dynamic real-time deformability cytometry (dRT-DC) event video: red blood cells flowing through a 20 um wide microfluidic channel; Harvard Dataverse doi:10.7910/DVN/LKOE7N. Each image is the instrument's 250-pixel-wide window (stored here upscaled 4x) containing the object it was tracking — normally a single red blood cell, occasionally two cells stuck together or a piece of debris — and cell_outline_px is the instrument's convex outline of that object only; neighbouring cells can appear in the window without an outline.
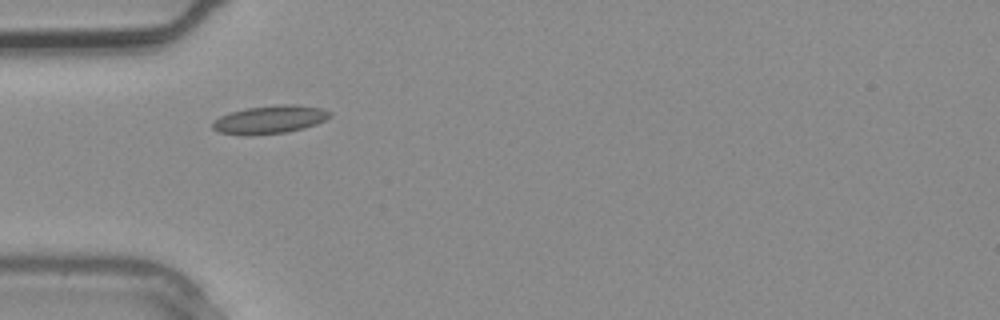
{"species": "common noctule bat (a hibernating species)", "species_latin": "Nyctalus noctula", "temperature_condition": "warm", "stored_images_in_passage": 1, "camera_frame_rate_fps": 3000, "um_per_image_px": 0.085, "animal": {"sex": "male", "body_mass_g": 20.4}, "frame": {"image": 1, "passage_image": 1, "time_ms": 0.0, "image_size_px": [1000, 320], "cell_outline_px": [[332, 116], [316, 124], [304, 128], [288, 132], [252, 136], [244, 136], [220, 132], [212, 128], [212, 120], [220, 116], [232, 112], [248, 108], [280, 104], [296, 104], [320, 108], [332, 112]], "centroid_in_image_um": [22.93, 10.17], "position_along_channel_um": 62.1, "area_um2": 19.42}}